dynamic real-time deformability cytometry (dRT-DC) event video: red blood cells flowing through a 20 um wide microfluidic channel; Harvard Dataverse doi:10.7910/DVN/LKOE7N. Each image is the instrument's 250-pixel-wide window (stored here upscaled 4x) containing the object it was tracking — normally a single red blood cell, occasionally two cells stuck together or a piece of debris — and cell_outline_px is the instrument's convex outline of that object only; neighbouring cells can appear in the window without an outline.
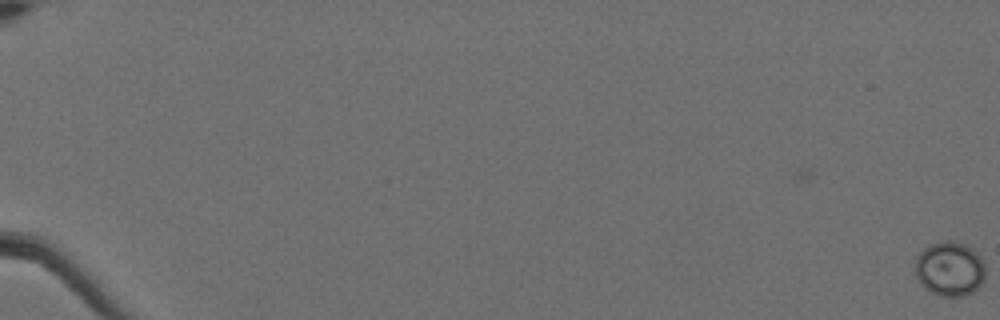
{"species": "Egyptian fruit bat (a non-hibernating species)", "species_latin": "Rousettus aegyptiacus", "temperature_condition": "cold", "stored_images_in_passage": 21, "camera_frame_rate_fps": 3000, "um_per_image_px": 0.085, "animal": {"sex": "female"}, "frame": {"image": 1, "passage_image": 1, "time_ms": 0.0, "image_size_px": [1000, 320], "cell_outline_px": [[984, 280], [972, 292], [964, 296], [940, 296], [924, 288], [920, 284], [916, 276], [916, 256], [928, 244], [948, 240], [952, 240], [964, 244], [972, 248], [980, 256], [984, 264]], "centroid_in_image_um": [80.71, 22.84], "position_along_channel_um": 4.3, "area_um2": 22.37}}
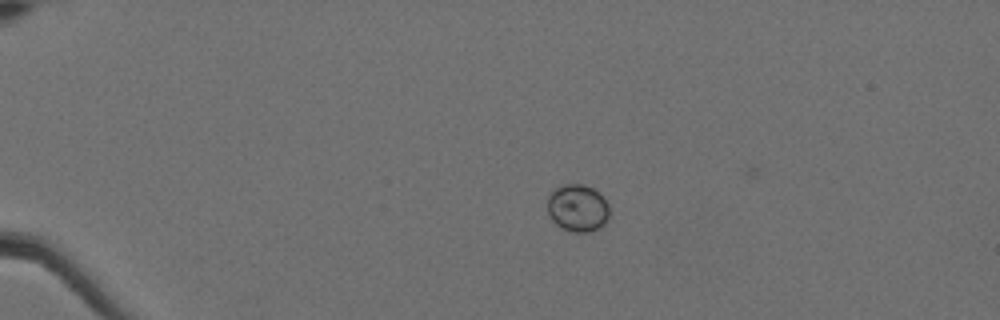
{"frame": {"image": 2, "passage_image": 17, "time_ms": 5.333, "image_size_px": [1000, 320], "cell_outline_px": [[608, 220], [600, 228], [588, 232], [572, 232], [556, 224], [552, 220], [548, 212], [548, 196], [560, 184], [580, 184], [592, 188], [604, 196], [608, 204]], "centroid_in_image_um": [49.11, 17.68], "position_along_channel_um": 35.9, "area_um2": 17.11}}